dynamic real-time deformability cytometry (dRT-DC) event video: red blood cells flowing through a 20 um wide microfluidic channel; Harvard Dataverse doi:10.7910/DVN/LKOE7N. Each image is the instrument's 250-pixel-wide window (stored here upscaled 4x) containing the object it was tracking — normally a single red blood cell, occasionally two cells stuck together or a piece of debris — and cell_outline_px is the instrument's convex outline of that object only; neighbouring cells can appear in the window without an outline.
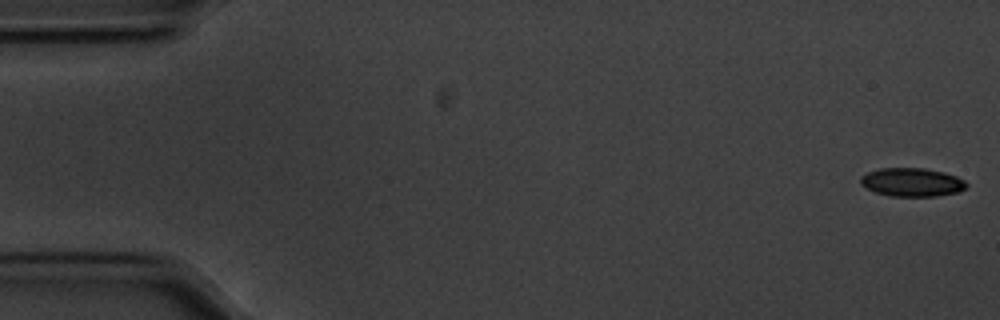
{"species": "common noctule bat (a hibernating species)", "species_latin": "Nyctalus noctula", "temperature_condition": "cold", "stored_images_in_passage": 13, "camera_frame_rate_fps": 3000, "um_per_image_px": 0.085, "animal": {"sex": "male", "body_mass_g": 20.1, "forearm_length_mm": 53.5}, "frame": {"image": 1, "passage_image": 1, "time_ms": 0.0, "image_size_px": [1000, 320], "cell_outline_px": [[968, 184], [964, 188], [956, 192], [936, 196], [888, 196], [876, 192], [860, 184], [860, 176], [868, 172], [880, 168], [924, 168], [944, 172], [956, 176], [964, 180]], "centroid_in_image_um": [77.49, 15.48], "position_along_channel_um": 7.5, "area_um2": 17.51}}